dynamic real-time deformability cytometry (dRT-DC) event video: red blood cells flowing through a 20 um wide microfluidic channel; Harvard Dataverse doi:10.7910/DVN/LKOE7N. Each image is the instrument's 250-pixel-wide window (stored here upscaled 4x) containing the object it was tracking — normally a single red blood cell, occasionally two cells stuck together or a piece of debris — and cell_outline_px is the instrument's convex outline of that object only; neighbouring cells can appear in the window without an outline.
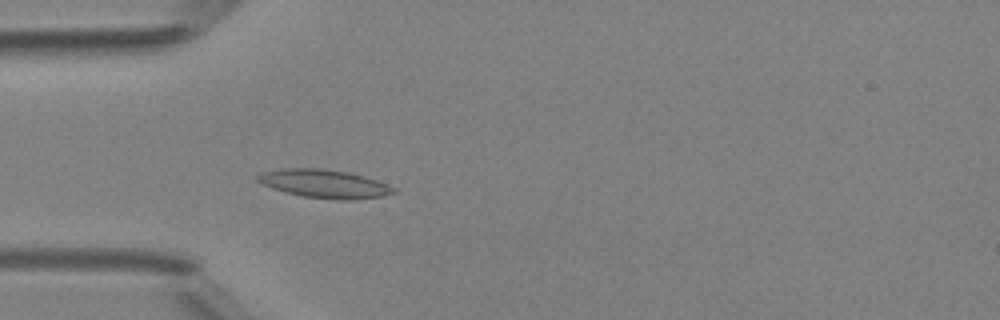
{"species": "Egyptian fruit bat (a non-hibernating species)", "species_latin": "Rousettus aegyptiacus", "temperature_condition": "room temperature", "stored_images_in_passage": 35, "camera_frame_rate_fps": 3000, "um_per_image_px": 0.085, "animal": {"sex": "female"}, "frame": {"image": 1, "passage_image": 1, "time_ms": 0.0, "image_size_px": [1000, 320], "cell_outline_px": [[396, 192], [384, 196], [356, 200], [340, 200], [304, 196], [272, 188], [260, 184], [256, 180], [256, 176], [260, 172], [284, 168], [320, 168], [348, 172], [364, 176], [376, 180], [396, 188]], "centroid_in_image_um": [27.57, 15.62], "position_along_channel_um": 57.4, "area_um2": 22.54}}
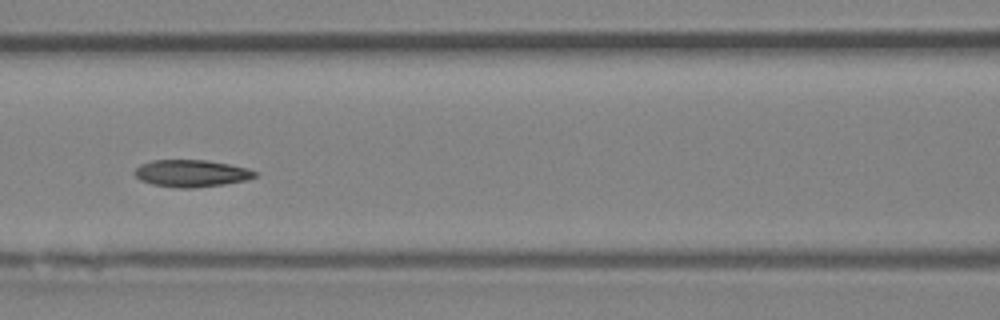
{"frame": {"image": 2, "passage_image": 8, "time_ms": 2.333, "image_size_px": [1000, 320], "cell_outline_px": [[256, 176], [244, 180], [224, 184], [192, 188], [180, 188], [152, 184], [140, 180], [132, 172], [140, 164], [152, 160], [208, 160], [248, 168], [256, 172]], "centroid_in_image_um": [16.22, 14.73], "position_along_channel_um": 150.4, "area_um2": 18.9}}
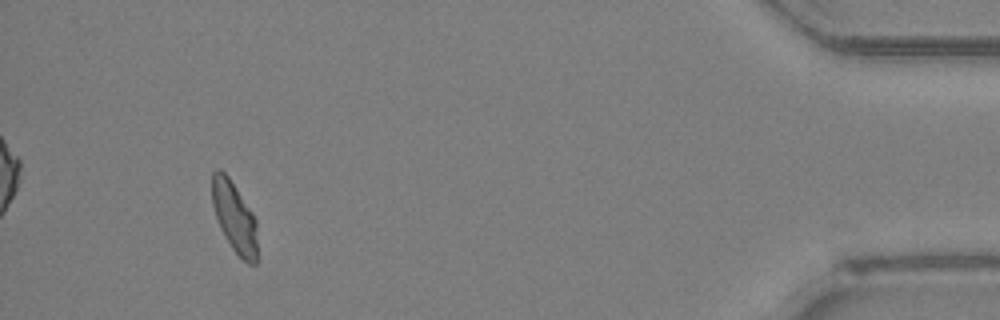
{"frame": {"image": 3, "passage_image": 32, "time_ms": 10.333, "image_size_px": [1000, 320], "cell_outline_px": [[256, 264], [248, 264], [232, 248], [220, 228], [212, 204], [212, 172], [216, 168], [220, 168], [228, 176], [252, 212], [256, 220]], "centroid_in_image_um": [19.91, 18.42], "position_along_channel_um": 415.3, "area_um2": 18.38}, "authors_computed_cell_mechanics": {"area_um2": 18.9006, "velocity_mm_per_s": 4.1845, "shape_relaxation_time_tau1_ms": 5.5687, "shape_relaxation_time_tau2_ms": 2.485, "deformation_change_tau1": 0.1714, "deformation_change_tau2": 0.0775}}